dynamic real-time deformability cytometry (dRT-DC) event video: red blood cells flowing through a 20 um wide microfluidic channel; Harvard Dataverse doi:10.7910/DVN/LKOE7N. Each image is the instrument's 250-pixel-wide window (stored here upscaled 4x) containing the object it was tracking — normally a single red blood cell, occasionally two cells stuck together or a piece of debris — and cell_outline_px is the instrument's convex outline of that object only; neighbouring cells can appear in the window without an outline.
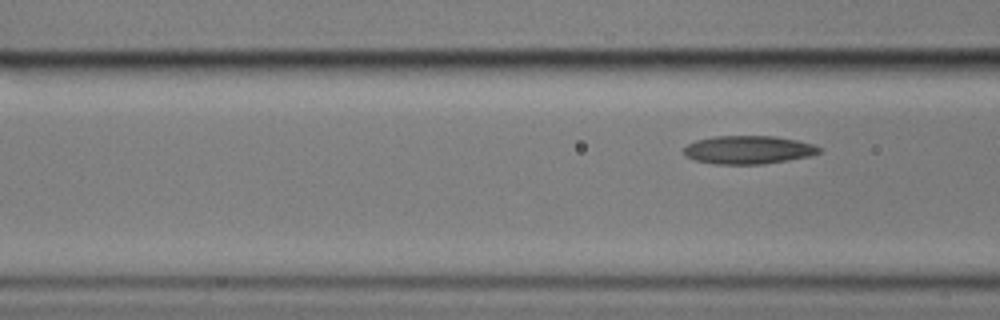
{"species": "common noctule bat (a hibernating species)", "species_latin": "Nyctalus noctula", "temperature_condition": "cold", "stored_images_in_passage": 8, "camera_frame_rate_fps": 3000, "um_per_image_px": 0.085, "animal": {"sex": "male", "body_mass_g": 17.9}, "frame": {"image": 1, "passage_image": 8, "time_ms": 8.333, "image_size_px": [1000, 320], "cell_outline_px": [[820, 152], [812, 156], [764, 164], [712, 164], [696, 160], [684, 156], [684, 148], [688, 144], [696, 140], [712, 136], [776, 136], [796, 140], [812, 144], [820, 148]], "centroid_in_image_um": [63.59, 12.74], "position_along_channel_um": 103.0, "area_um2": 22.37}}